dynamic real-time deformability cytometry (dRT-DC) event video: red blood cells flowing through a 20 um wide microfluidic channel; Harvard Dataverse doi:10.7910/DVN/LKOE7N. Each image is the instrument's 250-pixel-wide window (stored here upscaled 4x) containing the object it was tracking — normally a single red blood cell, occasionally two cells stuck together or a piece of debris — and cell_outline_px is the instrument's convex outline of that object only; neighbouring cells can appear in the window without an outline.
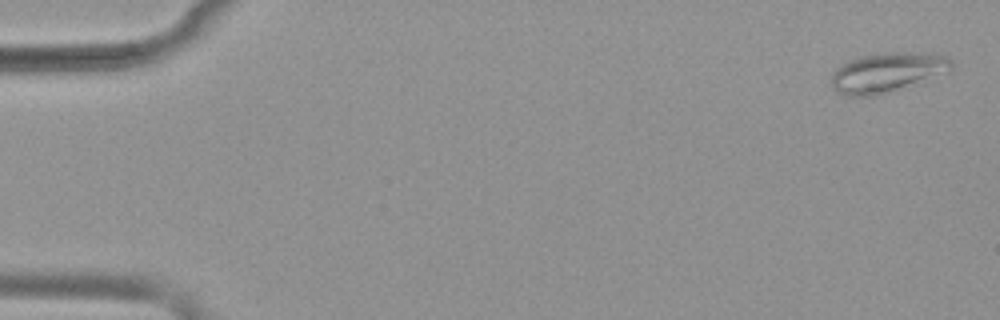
{"species": "common noctule bat (a hibernating species)", "species_latin": "Nyctalus noctula", "temperature_condition": "warm", "stored_images_in_passage": 53, "camera_frame_rate_fps": 3000, "um_per_image_px": 0.085, "animal": {"sex": "female", "body_mass_g": 19.9}, "frame": {"image": 1, "passage_image": 2, "time_ms": 0.333, "image_size_px": [1000, 320], "cell_outline_px": [[952, 68], [884, 92], [872, 96], [848, 96], [836, 92], [832, 88], [832, 72], [836, 68], [852, 60], [864, 56], [892, 52], [912, 52], [948, 56], [952, 60]], "centroid_in_image_um": [75.3, 6.13], "position_along_channel_um": 9.7, "area_um2": 26.24}}
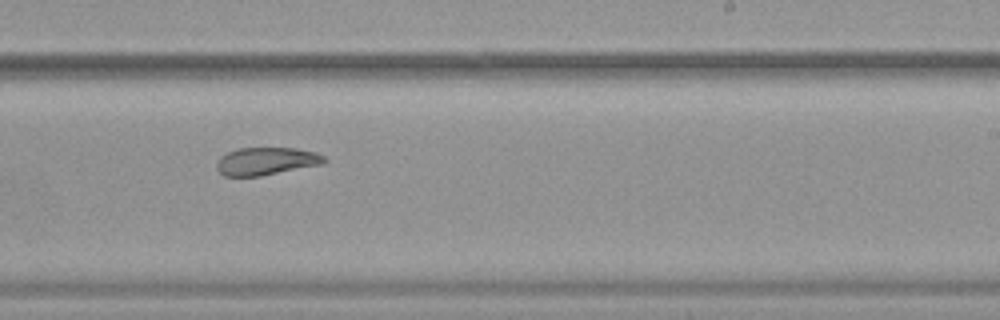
{"frame": {"image": 2, "passage_image": 33, "time_ms": 10.667, "image_size_px": [1000, 320], "cell_outline_px": [[328, 160], [324, 164], [260, 176], [224, 176], [216, 168], [216, 164], [220, 156], [236, 148], [296, 148], [316, 152], [324, 156]], "centroid_in_image_um": [22.65, 13.7], "position_along_channel_um": 266.4, "area_um2": 17.51}}
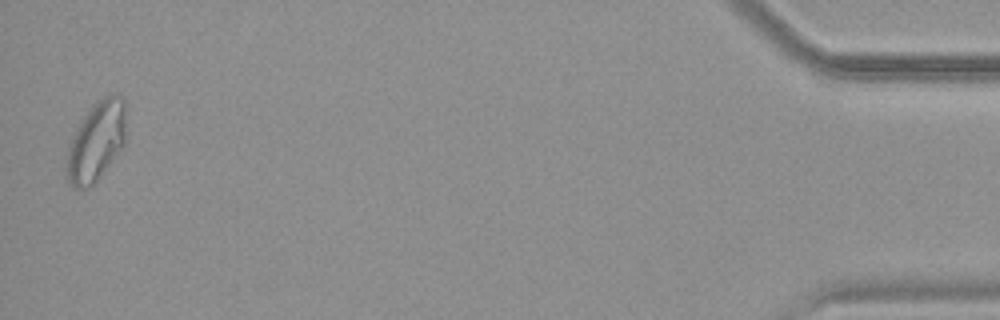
{"frame": {"image": 3, "passage_image": 52, "time_ms": 17.0, "image_size_px": [1000, 320], "cell_outline_px": [[124, 144], [96, 180], [92, 184], [84, 188], [76, 188], [68, 180], [68, 148], [80, 120], [104, 96], [120, 96], [124, 100]], "centroid_in_image_um": [8.18, 12.01], "position_along_channel_um": 427.0, "area_um2": 26.01}, "authors_computed_cell_mechanics": {"area_um2": 23.12, "velocity_mm_per_s": 3.8793, "shape_relaxation_time_tau1_ms": null, "shape_relaxation_time_tau2_ms": 3.37, "deformation_change_tau1": null, "deformation_change_tau2": 0.0875}}